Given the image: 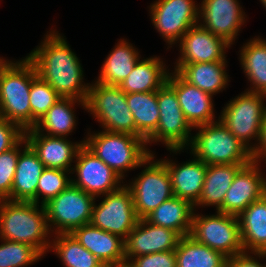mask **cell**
<instances>
[{
  "label": "cell",
  "mask_w": 266,
  "mask_h": 267,
  "mask_svg": "<svg viewBox=\"0 0 266 267\" xmlns=\"http://www.w3.org/2000/svg\"><path fill=\"white\" fill-rule=\"evenodd\" d=\"M49 30L40 45L26 57L34 64L37 74L62 98L86 101L90 83L84 82V71L76 53L65 36Z\"/></svg>",
  "instance_id": "cell-1"
},
{
  "label": "cell",
  "mask_w": 266,
  "mask_h": 267,
  "mask_svg": "<svg viewBox=\"0 0 266 267\" xmlns=\"http://www.w3.org/2000/svg\"><path fill=\"white\" fill-rule=\"evenodd\" d=\"M50 234L44 205L0 200V239L29 244L45 255L50 250Z\"/></svg>",
  "instance_id": "cell-2"
},
{
  "label": "cell",
  "mask_w": 266,
  "mask_h": 267,
  "mask_svg": "<svg viewBox=\"0 0 266 267\" xmlns=\"http://www.w3.org/2000/svg\"><path fill=\"white\" fill-rule=\"evenodd\" d=\"M34 64L24 57L18 61H0V117L24 131L31 129L29 95L32 80L37 76Z\"/></svg>",
  "instance_id": "cell-3"
},
{
  "label": "cell",
  "mask_w": 266,
  "mask_h": 267,
  "mask_svg": "<svg viewBox=\"0 0 266 267\" xmlns=\"http://www.w3.org/2000/svg\"><path fill=\"white\" fill-rule=\"evenodd\" d=\"M87 133L84 145L123 180L129 169L141 168V164L153 153L141 137L106 130Z\"/></svg>",
  "instance_id": "cell-4"
},
{
  "label": "cell",
  "mask_w": 266,
  "mask_h": 267,
  "mask_svg": "<svg viewBox=\"0 0 266 267\" xmlns=\"http://www.w3.org/2000/svg\"><path fill=\"white\" fill-rule=\"evenodd\" d=\"M189 147L192 155L206 165H246L252 160V152L241 143L221 122L196 126Z\"/></svg>",
  "instance_id": "cell-5"
},
{
  "label": "cell",
  "mask_w": 266,
  "mask_h": 267,
  "mask_svg": "<svg viewBox=\"0 0 266 267\" xmlns=\"http://www.w3.org/2000/svg\"><path fill=\"white\" fill-rule=\"evenodd\" d=\"M265 98V94L245 90L234 99H230L218 117L252 153L261 140L266 109ZM251 140H256L257 143L253 144Z\"/></svg>",
  "instance_id": "cell-6"
},
{
  "label": "cell",
  "mask_w": 266,
  "mask_h": 267,
  "mask_svg": "<svg viewBox=\"0 0 266 267\" xmlns=\"http://www.w3.org/2000/svg\"><path fill=\"white\" fill-rule=\"evenodd\" d=\"M94 82L90 85L85 110L93 115L103 130L136 136L126 93L119 86Z\"/></svg>",
  "instance_id": "cell-7"
},
{
  "label": "cell",
  "mask_w": 266,
  "mask_h": 267,
  "mask_svg": "<svg viewBox=\"0 0 266 267\" xmlns=\"http://www.w3.org/2000/svg\"><path fill=\"white\" fill-rule=\"evenodd\" d=\"M154 155L151 153L141 164L144 169L139 176L125 184L131 190L139 219H145L164 201L174 196L166 164L161 159L155 160Z\"/></svg>",
  "instance_id": "cell-8"
},
{
  "label": "cell",
  "mask_w": 266,
  "mask_h": 267,
  "mask_svg": "<svg viewBox=\"0 0 266 267\" xmlns=\"http://www.w3.org/2000/svg\"><path fill=\"white\" fill-rule=\"evenodd\" d=\"M157 102L159 123L156 131L146 140L147 147L148 144L162 142L167 150L180 154L189 148L194 128L181 110L175 91L167 83L157 90Z\"/></svg>",
  "instance_id": "cell-9"
},
{
  "label": "cell",
  "mask_w": 266,
  "mask_h": 267,
  "mask_svg": "<svg viewBox=\"0 0 266 267\" xmlns=\"http://www.w3.org/2000/svg\"><path fill=\"white\" fill-rule=\"evenodd\" d=\"M95 200L96 197L72 184L50 199L44 207L52 235L70 234L76 228L89 224Z\"/></svg>",
  "instance_id": "cell-10"
},
{
  "label": "cell",
  "mask_w": 266,
  "mask_h": 267,
  "mask_svg": "<svg viewBox=\"0 0 266 267\" xmlns=\"http://www.w3.org/2000/svg\"><path fill=\"white\" fill-rule=\"evenodd\" d=\"M190 236L227 258L244 252L238 216L216 211L213 215L196 214L192 217Z\"/></svg>",
  "instance_id": "cell-11"
},
{
  "label": "cell",
  "mask_w": 266,
  "mask_h": 267,
  "mask_svg": "<svg viewBox=\"0 0 266 267\" xmlns=\"http://www.w3.org/2000/svg\"><path fill=\"white\" fill-rule=\"evenodd\" d=\"M103 196L98 205L94 203L90 224L125 240L139 221L131 190L123 184Z\"/></svg>",
  "instance_id": "cell-12"
},
{
  "label": "cell",
  "mask_w": 266,
  "mask_h": 267,
  "mask_svg": "<svg viewBox=\"0 0 266 267\" xmlns=\"http://www.w3.org/2000/svg\"><path fill=\"white\" fill-rule=\"evenodd\" d=\"M194 0H156L150 5L155 30L169 45L177 44L183 35L199 23V5ZM197 4V5H196Z\"/></svg>",
  "instance_id": "cell-13"
},
{
  "label": "cell",
  "mask_w": 266,
  "mask_h": 267,
  "mask_svg": "<svg viewBox=\"0 0 266 267\" xmlns=\"http://www.w3.org/2000/svg\"><path fill=\"white\" fill-rule=\"evenodd\" d=\"M74 163L71 174L77 176L71 178V184L96 198L117 191L125 183L84 144L79 148Z\"/></svg>",
  "instance_id": "cell-14"
},
{
  "label": "cell",
  "mask_w": 266,
  "mask_h": 267,
  "mask_svg": "<svg viewBox=\"0 0 266 267\" xmlns=\"http://www.w3.org/2000/svg\"><path fill=\"white\" fill-rule=\"evenodd\" d=\"M247 15L238 0H202L199 5L201 27L233 45Z\"/></svg>",
  "instance_id": "cell-15"
},
{
  "label": "cell",
  "mask_w": 266,
  "mask_h": 267,
  "mask_svg": "<svg viewBox=\"0 0 266 267\" xmlns=\"http://www.w3.org/2000/svg\"><path fill=\"white\" fill-rule=\"evenodd\" d=\"M259 163L252 159L238 170L218 212L239 216L252 202L266 194V175Z\"/></svg>",
  "instance_id": "cell-16"
},
{
  "label": "cell",
  "mask_w": 266,
  "mask_h": 267,
  "mask_svg": "<svg viewBox=\"0 0 266 267\" xmlns=\"http://www.w3.org/2000/svg\"><path fill=\"white\" fill-rule=\"evenodd\" d=\"M178 43L180 55L172 71H177L184 64L227 61L226 51L231 47L223 38L199 24L190 28Z\"/></svg>",
  "instance_id": "cell-17"
},
{
  "label": "cell",
  "mask_w": 266,
  "mask_h": 267,
  "mask_svg": "<svg viewBox=\"0 0 266 267\" xmlns=\"http://www.w3.org/2000/svg\"><path fill=\"white\" fill-rule=\"evenodd\" d=\"M180 238L174 230L153 225L146 219H139L124 240L126 264L137 256L175 250Z\"/></svg>",
  "instance_id": "cell-18"
},
{
  "label": "cell",
  "mask_w": 266,
  "mask_h": 267,
  "mask_svg": "<svg viewBox=\"0 0 266 267\" xmlns=\"http://www.w3.org/2000/svg\"><path fill=\"white\" fill-rule=\"evenodd\" d=\"M176 93L188 123L195 128L217 121L213 96L185 81L176 71L169 73L166 82Z\"/></svg>",
  "instance_id": "cell-19"
},
{
  "label": "cell",
  "mask_w": 266,
  "mask_h": 267,
  "mask_svg": "<svg viewBox=\"0 0 266 267\" xmlns=\"http://www.w3.org/2000/svg\"><path fill=\"white\" fill-rule=\"evenodd\" d=\"M25 138L45 168L72 171V163L85 140L72 142L67 137L49 136L34 128L25 131Z\"/></svg>",
  "instance_id": "cell-20"
},
{
  "label": "cell",
  "mask_w": 266,
  "mask_h": 267,
  "mask_svg": "<svg viewBox=\"0 0 266 267\" xmlns=\"http://www.w3.org/2000/svg\"><path fill=\"white\" fill-rule=\"evenodd\" d=\"M70 234L106 267L126 265L124 239L119 235L101 230L90 223L76 228Z\"/></svg>",
  "instance_id": "cell-21"
},
{
  "label": "cell",
  "mask_w": 266,
  "mask_h": 267,
  "mask_svg": "<svg viewBox=\"0 0 266 267\" xmlns=\"http://www.w3.org/2000/svg\"><path fill=\"white\" fill-rule=\"evenodd\" d=\"M170 174L173 195L189 201L193 206L198 202L205 181L207 165L193 156L186 163L176 164L171 159H161Z\"/></svg>",
  "instance_id": "cell-22"
},
{
  "label": "cell",
  "mask_w": 266,
  "mask_h": 267,
  "mask_svg": "<svg viewBox=\"0 0 266 267\" xmlns=\"http://www.w3.org/2000/svg\"><path fill=\"white\" fill-rule=\"evenodd\" d=\"M44 169L37 153L28 144L18 157L11 195L7 199L37 204V186Z\"/></svg>",
  "instance_id": "cell-23"
},
{
  "label": "cell",
  "mask_w": 266,
  "mask_h": 267,
  "mask_svg": "<svg viewBox=\"0 0 266 267\" xmlns=\"http://www.w3.org/2000/svg\"><path fill=\"white\" fill-rule=\"evenodd\" d=\"M141 59L137 61L131 73L119 85L126 94L154 92L167 82L170 71L167 70V65L162 58L154 56Z\"/></svg>",
  "instance_id": "cell-24"
},
{
  "label": "cell",
  "mask_w": 266,
  "mask_h": 267,
  "mask_svg": "<svg viewBox=\"0 0 266 267\" xmlns=\"http://www.w3.org/2000/svg\"><path fill=\"white\" fill-rule=\"evenodd\" d=\"M238 219L243 250L266 253V194L252 202Z\"/></svg>",
  "instance_id": "cell-25"
},
{
  "label": "cell",
  "mask_w": 266,
  "mask_h": 267,
  "mask_svg": "<svg viewBox=\"0 0 266 267\" xmlns=\"http://www.w3.org/2000/svg\"><path fill=\"white\" fill-rule=\"evenodd\" d=\"M227 61L184 64L176 72L188 83L216 95L228 85Z\"/></svg>",
  "instance_id": "cell-26"
},
{
  "label": "cell",
  "mask_w": 266,
  "mask_h": 267,
  "mask_svg": "<svg viewBox=\"0 0 266 267\" xmlns=\"http://www.w3.org/2000/svg\"><path fill=\"white\" fill-rule=\"evenodd\" d=\"M141 55L126 39H119L102 64L97 82L119 86L131 73Z\"/></svg>",
  "instance_id": "cell-27"
},
{
  "label": "cell",
  "mask_w": 266,
  "mask_h": 267,
  "mask_svg": "<svg viewBox=\"0 0 266 267\" xmlns=\"http://www.w3.org/2000/svg\"><path fill=\"white\" fill-rule=\"evenodd\" d=\"M86 109V101L60 97L33 127L37 132L49 136L67 137L77 126L75 104ZM46 133H45V132ZM69 134V135H68Z\"/></svg>",
  "instance_id": "cell-28"
},
{
  "label": "cell",
  "mask_w": 266,
  "mask_h": 267,
  "mask_svg": "<svg viewBox=\"0 0 266 267\" xmlns=\"http://www.w3.org/2000/svg\"><path fill=\"white\" fill-rule=\"evenodd\" d=\"M243 165L237 164H213L207 165L205 181L198 202L194 209L205 206H215L218 211L223 204L225 194L230 188L238 170Z\"/></svg>",
  "instance_id": "cell-29"
},
{
  "label": "cell",
  "mask_w": 266,
  "mask_h": 267,
  "mask_svg": "<svg viewBox=\"0 0 266 267\" xmlns=\"http://www.w3.org/2000/svg\"><path fill=\"white\" fill-rule=\"evenodd\" d=\"M194 211V206L189 201L173 196L145 219L153 225L174 230L183 237L190 235Z\"/></svg>",
  "instance_id": "cell-30"
},
{
  "label": "cell",
  "mask_w": 266,
  "mask_h": 267,
  "mask_svg": "<svg viewBox=\"0 0 266 267\" xmlns=\"http://www.w3.org/2000/svg\"><path fill=\"white\" fill-rule=\"evenodd\" d=\"M240 51L239 61L250 88L246 91L266 95V38L257 37L246 42Z\"/></svg>",
  "instance_id": "cell-31"
},
{
  "label": "cell",
  "mask_w": 266,
  "mask_h": 267,
  "mask_svg": "<svg viewBox=\"0 0 266 267\" xmlns=\"http://www.w3.org/2000/svg\"><path fill=\"white\" fill-rule=\"evenodd\" d=\"M126 99L136 125V136L147 140L159 123L157 91L127 93Z\"/></svg>",
  "instance_id": "cell-32"
},
{
  "label": "cell",
  "mask_w": 266,
  "mask_h": 267,
  "mask_svg": "<svg viewBox=\"0 0 266 267\" xmlns=\"http://www.w3.org/2000/svg\"><path fill=\"white\" fill-rule=\"evenodd\" d=\"M177 267H223L227 257L197 242L190 235L180 238L175 249Z\"/></svg>",
  "instance_id": "cell-33"
},
{
  "label": "cell",
  "mask_w": 266,
  "mask_h": 267,
  "mask_svg": "<svg viewBox=\"0 0 266 267\" xmlns=\"http://www.w3.org/2000/svg\"><path fill=\"white\" fill-rule=\"evenodd\" d=\"M49 249L61 259L65 267H106L82 246L71 234H56Z\"/></svg>",
  "instance_id": "cell-34"
},
{
  "label": "cell",
  "mask_w": 266,
  "mask_h": 267,
  "mask_svg": "<svg viewBox=\"0 0 266 267\" xmlns=\"http://www.w3.org/2000/svg\"><path fill=\"white\" fill-rule=\"evenodd\" d=\"M0 267H27L44 257L35 247L0 239Z\"/></svg>",
  "instance_id": "cell-35"
},
{
  "label": "cell",
  "mask_w": 266,
  "mask_h": 267,
  "mask_svg": "<svg viewBox=\"0 0 266 267\" xmlns=\"http://www.w3.org/2000/svg\"><path fill=\"white\" fill-rule=\"evenodd\" d=\"M60 96L56 91L39 75L31 84L29 103L31 106V128L37 121L53 106Z\"/></svg>",
  "instance_id": "cell-36"
},
{
  "label": "cell",
  "mask_w": 266,
  "mask_h": 267,
  "mask_svg": "<svg viewBox=\"0 0 266 267\" xmlns=\"http://www.w3.org/2000/svg\"><path fill=\"white\" fill-rule=\"evenodd\" d=\"M68 174L71 172L67 170L45 168L37 186V204H46L71 185V177Z\"/></svg>",
  "instance_id": "cell-37"
},
{
  "label": "cell",
  "mask_w": 266,
  "mask_h": 267,
  "mask_svg": "<svg viewBox=\"0 0 266 267\" xmlns=\"http://www.w3.org/2000/svg\"><path fill=\"white\" fill-rule=\"evenodd\" d=\"M27 145L28 142L24 137L15 147L0 153V200L7 199L11 195L18 157L22 148Z\"/></svg>",
  "instance_id": "cell-38"
},
{
  "label": "cell",
  "mask_w": 266,
  "mask_h": 267,
  "mask_svg": "<svg viewBox=\"0 0 266 267\" xmlns=\"http://www.w3.org/2000/svg\"><path fill=\"white\" fill-rule=\"evenodd\" d=\"M127 267H177L175 250L157 252L132 258Z\"/></svg>",
  "instance_id": "cell-39"
},
{
  "label": "cell",
  "mask_w": 266,
  "mask_h": 267,
  "mask_svg": "<svg viewBox=\"0 0 266 267\" xmlns=\"http://www.w3.org/2000/svg\"><path fill=\"white\" fill-rule=\"evenodd\" d=\"M25 137V131L17 124L0 117V153L15 147Z\"/></svg>",
  "instance_id": "cell-40"
},
{
  "label": "cell",
  "mask_w": 266,
  "mask_h": 267,
  "mask_svg": "<svg viewBox=\"0 0 266 267\" xmlns=\"http://www.w3.org/2000/svg\"><path fill=\"white\" fill-rule=\"evenodd\" d=\"M253 254V255H251ZM255 256V257H254ZM266 259L265 252H242L227 259L230 267H266V263H260L259 260Z\"/></svg>",
  "instance_id": "cell-41"
},
{
  "label": "cell",
  "mask_w": 266,
  "mask_h": 267,
  "mask_svg": "<svg viewBox=\"0 0 266 267\" xmlns=\"http://www.w3.org/2000/svg\"><path fill=\"white\" fill-rule=\"evenodd\" d=\"M252 159L259 161L260 163L261 161L263 162L265 161L266 163V109L264 113V122L262 127L261 140L258 147L252 153Z\"/></svg>",
  "instance_id": "cell-42"
},
{
  "label": "cell",
  "mask_w": 266,
  "mask_h": 267,
  "mask_svg": "<svg viewBox=\"0 0 266 267\" xmlns=\"http://www.w3.org/2000/svg\"><path fill=\"white\" fill-rule=\"evenodd\" d=\"M261 2V4L265 7L266 9V0H259Z\"/></svg>",
  "instance_id": "cell-43"
}]
</instances>
